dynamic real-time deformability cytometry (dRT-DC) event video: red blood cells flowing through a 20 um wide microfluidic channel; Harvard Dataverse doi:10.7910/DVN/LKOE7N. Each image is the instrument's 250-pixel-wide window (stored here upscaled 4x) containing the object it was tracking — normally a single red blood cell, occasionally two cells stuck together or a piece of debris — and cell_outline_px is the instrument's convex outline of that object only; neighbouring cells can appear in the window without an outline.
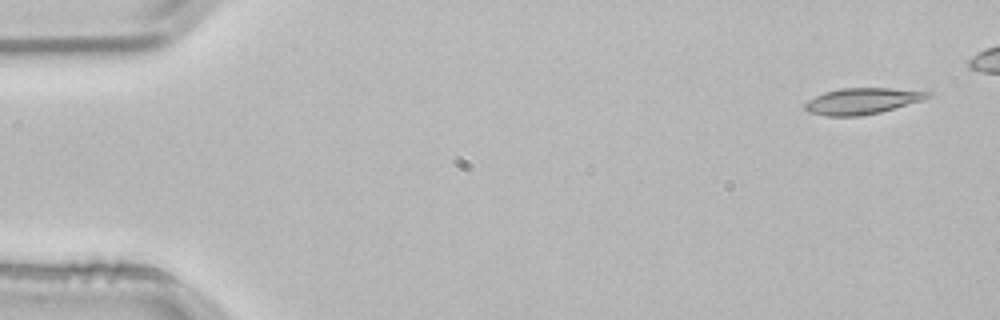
{"species": "common noctule bat (a hibernating species)", "species_latin": "Nyctalus noctula", "temperature_condition": "room temperature", "stored_images_in_passage": 4, "camera_frame_rate_fps": 3000, "um_per_image_px": 0.085, "animal": {"sex": "male", "body_mass_g": 21.5, "forearm_length_mm": 52.0}, "frame": {"image": 1, "passage_image": 1, "time_ms": 0.0, "image_size_px": [1000, 320], "cell_outline_px": [[932, 96], [924, 100], [880, 112], [856, 116], [824, 116], [808, 112], [804, 108], [804, 104], [808, 100], [824, 92], [840, 88], [888, 88], [932, 92]], "centroid_in_image_um": [73.28, 8.59], "position_along_channel_um": 11.7, "area_um2": 18.73}}